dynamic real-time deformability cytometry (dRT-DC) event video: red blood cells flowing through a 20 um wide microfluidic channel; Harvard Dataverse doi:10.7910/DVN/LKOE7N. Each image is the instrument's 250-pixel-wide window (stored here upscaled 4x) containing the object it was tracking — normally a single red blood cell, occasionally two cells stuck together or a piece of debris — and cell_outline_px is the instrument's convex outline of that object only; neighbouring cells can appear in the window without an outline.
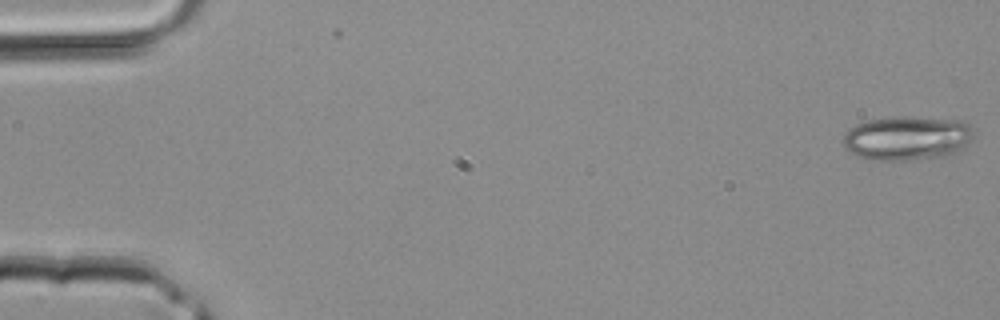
{"species": "common noctule bat (a hibernating species)", "species_latin": "Nyctalus noctula", "temperature_condition": "room temperature", "stored_images_in_passage": 41, "camera_frame_rate_fps": 3000, "um_per_image_px": 0.085, "animal": {"sex": "male", "body_mass_g": 20.4}, "frame": {"image": 1, "passage_image": 1, "time_ms": 0.0, "image_size_px": [1000, 320], "cell_outline_px": [[976, 132], [956, 152], [948, 156], [908, 160], [872, 160], [856, 156], [844, 148], [844, 132], [848, 128], [856, 124], [868, 120], [892, 116], [912, 116], [960, 120], [968, 124]], "centroid_in_image_um": [77.06, 11.72], "position_along_channel_um": 7.9, "area_um2": 33.93}}
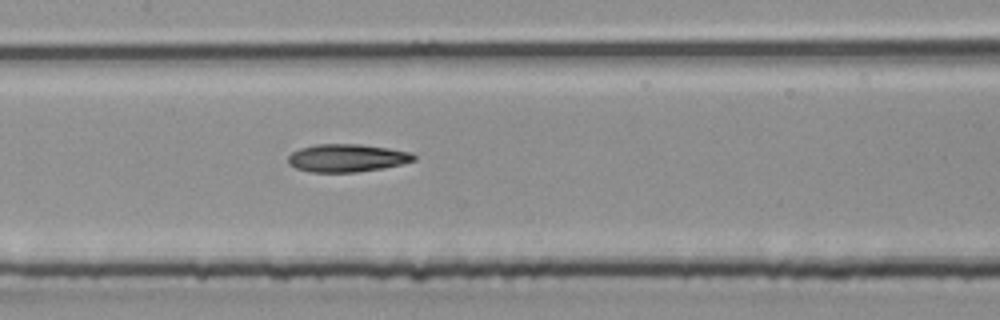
{"frame": {"image": 2, "passage_image": 20, "time_ms": 6.333, "image_size_px": [1000, 320], "cell_outline_px": [[416, 160], [384, 168], [356, 172], [308, 172], [296, 168], [288, 164], [288, 156], [292, 152], [300, 148], [316, 144], [360, 144], [388, 148], [412, 152], [416, 156]], "centroid_in_image_um": [29.49, 13.43], "position_along_channel_um": 177.9, "area_um2": 20.52}}
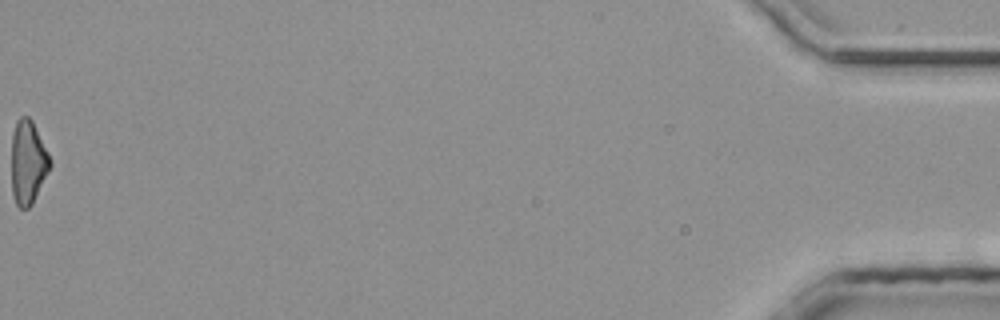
{"frame": {"image": 3, "passage_image": 41, "time_ms": 13.333, "image_size_px": [1000, 320], "cell_outline_px": [[52, 164], [32, 204], [28, 208], [20, 208], [16, 204], [12, 196], [12, 132], [16, 120], [20, 116], [28, 116], [32, 120], [52, 160]], "centroid_in_image_um": [2.37, 13.78], "position_along_channel_um": 432.8, "area_um2": 18.9}}